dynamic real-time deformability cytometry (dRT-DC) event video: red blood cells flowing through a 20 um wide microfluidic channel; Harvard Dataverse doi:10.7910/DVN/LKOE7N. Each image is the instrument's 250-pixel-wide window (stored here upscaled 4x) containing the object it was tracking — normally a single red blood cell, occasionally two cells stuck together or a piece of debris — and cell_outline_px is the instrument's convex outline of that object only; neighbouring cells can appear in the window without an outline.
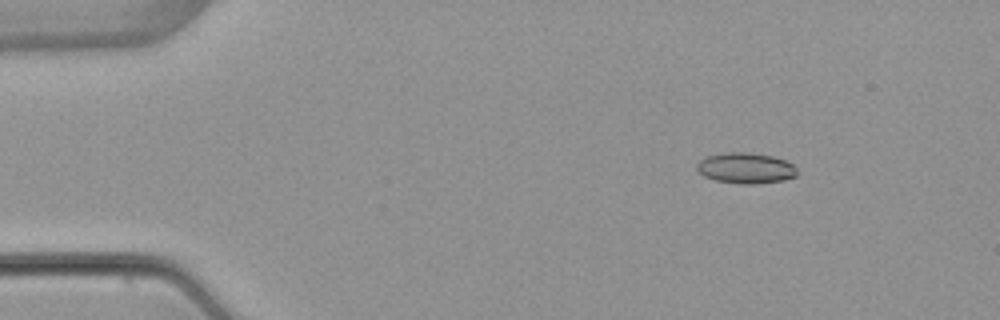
{"species": "common noctule bat (a hibernating species)", "species_latin": "Nyctalus noctula", "temperature_condition": "warm", "stored_images_in_passage": 4, "camera_frame_rate_fps": 3000, "um_per_image_px": 0.085, "animal": {"sex": "female", "body_mass_g": 22.7, "forearm_length_mm": 54.2}, "frame": {"image": 1, "passage_image": 2, "time_ms": 2.0, "image_size_px": [1000, 320], "cell_outline_px": [[796, 176], [784, 180], [756, 184], [740, 184], [716, 180], [704, 176], [696, 168], [696, 164], [700, 160], [708, 156], [724, 152], [748, 152], [772, 156], [784, 160], [792, 164], [796, 168]], "centroid_in_image_um": [63.38, 14.29], "position_along_channel_um": 21.6, "area_um2": 17.92}}